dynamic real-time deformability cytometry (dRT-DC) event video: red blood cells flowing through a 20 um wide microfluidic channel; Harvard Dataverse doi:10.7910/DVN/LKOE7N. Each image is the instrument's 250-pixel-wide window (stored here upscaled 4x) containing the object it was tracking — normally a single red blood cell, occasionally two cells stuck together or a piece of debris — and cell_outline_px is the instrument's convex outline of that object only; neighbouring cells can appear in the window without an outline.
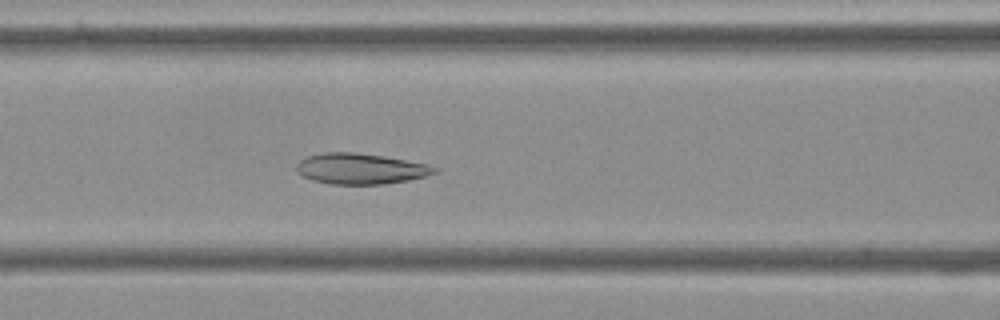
{"species": "Egyptian fruit bat (a non-hibernating species)", "species_latin": "Rousettus aegyptiacus", "temperature_condition": "cold", "stored_images_in_passage": 55, "camera_frame_rate_fps": 3000, "um_per_image_px": 0.085, "frame": {"image": 1, "passage_image": 22, "time_ms": 7.0, "image_size_px": [1000, 320], "cell_outline_px": [[440, 168], [436, 172], [424, 176], [408, 180], [384, 184], [328, 184], [312, 180], [300, 176], [296, 172], [296, 164], [300, 160], [308, 156], [324, 152], [356, 152], [384, 156], [428, 164]], "centroid_in_image_um": [30.61, 14.34], "position_along_channel_um": 136.0, "area_um2": 24.91}}
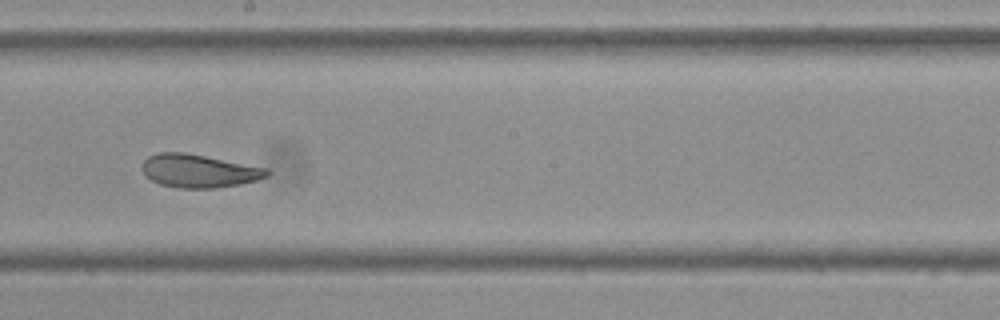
{"frame": {"image": 2, "passage_image": 30, "time_ms": 9.667, "image_size_px": [1000, 320], "cell_outline_px": [[272, 172], [268, 176], [256, 180], [240, 184], [212, 188], [180, 188], [160, 184], [144, 176], [140, 168], [144, 160], [148, 156], [160, 152], [184, 152], [268, 168]], "centroid_in_image_um": [16.88, 14.52], "position_along_channel_um": 231.3, "area_um2": 24.22}}
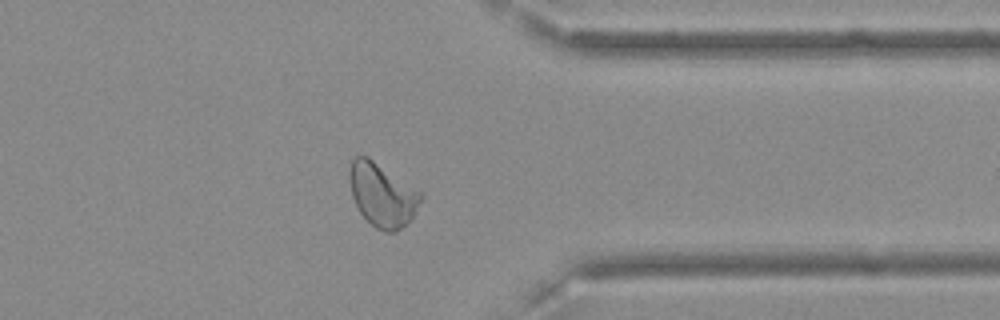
{"frame": {"image": 3, "passage_image": 43, "time_ms": 14.0, "image_size_px": [1000, 320], "cell_outline_px": [[424, 196], [412, 220], [396, 232], [384, 232], [376, 228], [360, 212], [352, 196], [348, 176], [348, 172], [352, 160], [356, 156], [368, 156], [420, 192]], "centroid_in_image_um": [32.5, 16.58], "position_along_channel_um": 378.9, "area_um2": 26.3}, "authors_computed_cell_mechanics": {"area_um2": 26.299, "velocity_mm_per_s": 3.5826, "shape_relaxation_time_tau1_ms": null, "shape_relaxation_time_tau2_ms": 1.9177, "deformation_change_tau1": null, "deformation_change_tau2": 0.0739}}